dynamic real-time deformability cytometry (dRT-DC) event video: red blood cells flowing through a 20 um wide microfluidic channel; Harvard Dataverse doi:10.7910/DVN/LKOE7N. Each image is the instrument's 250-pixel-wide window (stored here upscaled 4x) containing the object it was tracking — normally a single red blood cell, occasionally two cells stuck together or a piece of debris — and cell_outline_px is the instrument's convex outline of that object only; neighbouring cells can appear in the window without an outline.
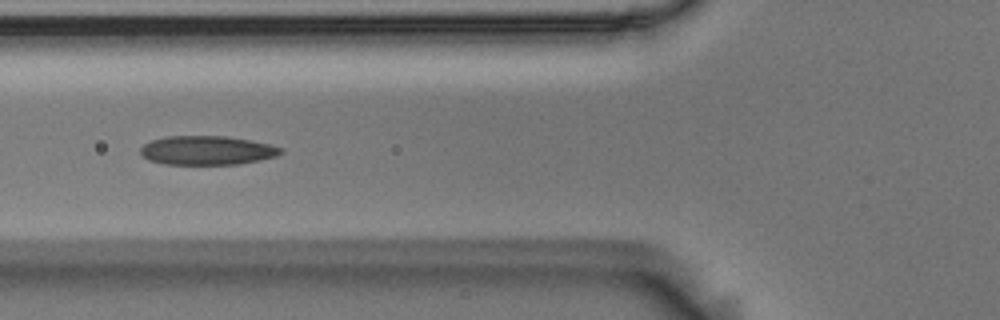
{"species": "Egyptian fruit bat (a non-hibernating species)", "species_latin": "Rousettus aegyptiacus", "temperature_condition": "room temperature", "stored_images_in_passage": 7, "camera_frame_rate_fps": 3000, "um_per_image_px": 0.085, "animal": {"sex": "male"}, "frame": {"image": 1, "passage_image": 5, "time_ms": 1.333, "image_size_px": [1000, 320], "cell_outline_px": [[284, 152], [276, 156], [260, 160], [240, 164], [164, 164], [148, 160], [140, 152], [140, 148], [144, 144], [152, 140], [168, 136], [224, 136], [252, 140], [284, 148]], "centroid_in_image_um": [17.62, 12.78], "position_along_channel_um": 108.2, "area_um2": 23.76}}
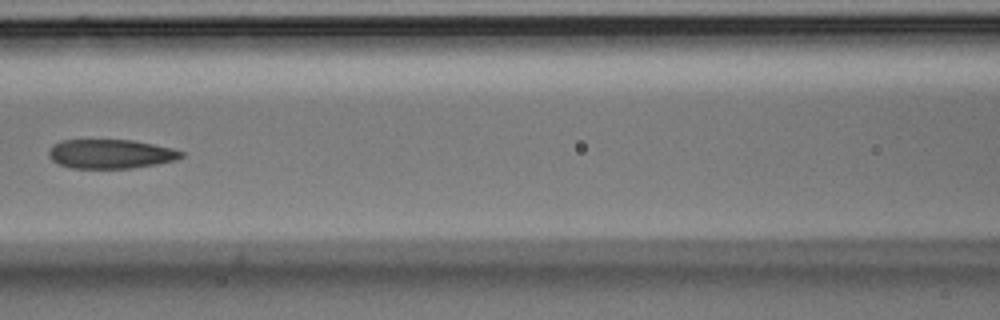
{"frame": {"image": 2, "passage_image": 6, "time_ms": 1.667, "image_size_px": [1000, 320], "cell_outline_px": [[184, 156], [176, 160], [156, 164], [132, 168], [72, 168], [56, 164], [48, 156], [48, 152], [60, 140], [132, 140], [172, 148], [184, 152]], "centroid_in_image_um": [9.41, 13.09], "position_along_channel_um": 157.2, "area_um2": 22.48}}
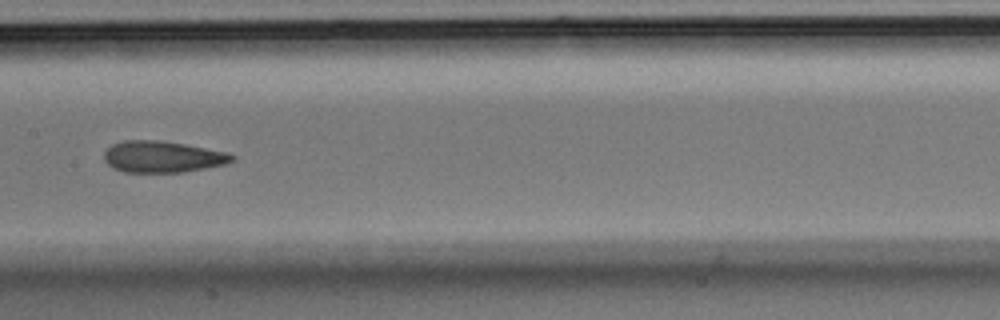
{"frame": {"image": 3, "passage_image": 7, "time_ms": 2.0, "image_size_px": [1000, 320], "cell_outline_px": [[236, 160], [224, 164], [184, 172], [124, 172], [112, 168], [104, 160], [104, 152], [112, 144], [120, 140], [160, 140], [184, 144], [228, 152], [236, 156]], "centroid_in_image_um": [13.81, 13.32], "position_along_channel_um": 193.6, "area_um2": 23.58}}